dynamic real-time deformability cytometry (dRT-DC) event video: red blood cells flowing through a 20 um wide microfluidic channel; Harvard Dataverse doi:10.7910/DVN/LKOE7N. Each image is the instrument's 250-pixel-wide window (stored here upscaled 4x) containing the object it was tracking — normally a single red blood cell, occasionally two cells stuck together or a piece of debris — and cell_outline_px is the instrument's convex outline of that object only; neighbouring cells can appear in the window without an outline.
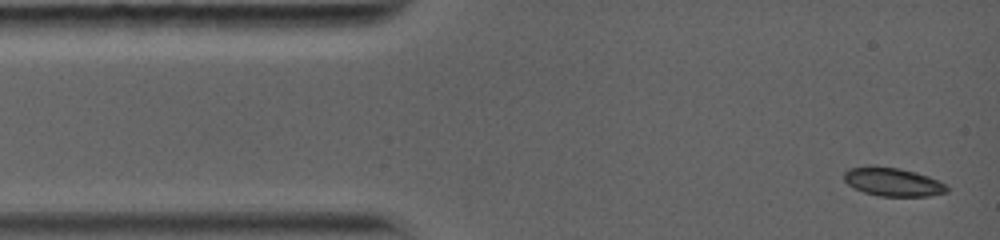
{"species": "common noctule bat (a hibernating species)", "species_latin": "Nyctalus noctula", "temperature_condition": "warm", "stored_images_in_passage": 8, "camera_frame_rate_fps": 5000, "um_per_image_px": 0.085, "animal": {"sex": "female", "body_mass_g": 19.0, "forearm_length_mm": 56.7}, "frame": {"image": 1, "passage_image": 1, "time_ms": 0.0, "image_size_px": [1000, 240], "cell_outline_px": [[948, 192], [928, 196], [880, 196], [864, 192], [848, 184], [844, 180], [844, 172], [848, 168], [900, 168], [916, 172], [928, 176], [948, 184]], "centroid_in_image_um": [75.97, 15.49], "position_along_channel_um": 9.0, "area_um2": 16.65}}
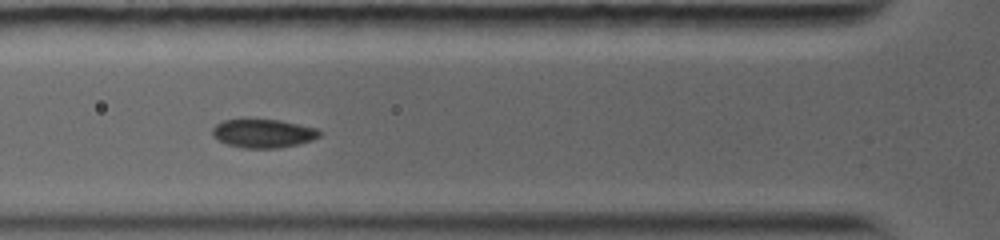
{"frame": {"image": 2, "passage_image": 7, "time_ms": 4.0, "image_size_px": [1000, 240], "cell_outline_px": [[324, 132], [320, 136], [312, 140], [280, 148], [244, 148], [228, 144], [220, 140], [212, 132], [212, 128], [216, 124], [224, 120], [240, 116], [248, 116], [280, 120], [316, 128]], "centroid_in_image_um": [22.36, 11.28], "position_along_channel_um": 103.4, "area_um2": 18.5}}
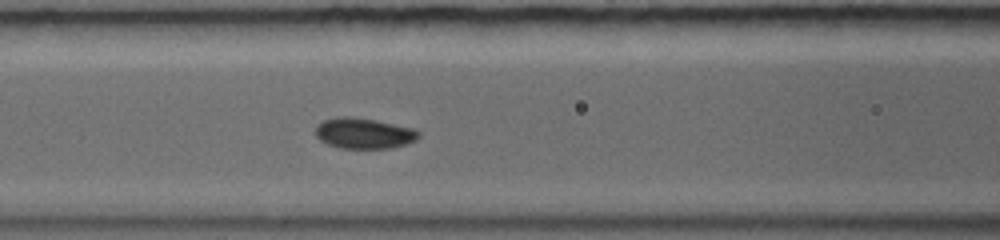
{"frame": {"image": 3, "passage_image": 8, "time_ms": 4.8, "image_size_px": [1000, 240], "cell_outline_px": [[420, 136], [416, 140], [408, 144], [388, 148], [340, 148], [328, 144], [320, 140], [316, 136], [316, 128], [324, 120], [336, 116], [352, 116], [376, 120], [416, 128], [420, 132]], "centroid_in_image_um": [30.98, 11.32], "position_along_channel_um": 135.6, "area_um2": 18.61}}